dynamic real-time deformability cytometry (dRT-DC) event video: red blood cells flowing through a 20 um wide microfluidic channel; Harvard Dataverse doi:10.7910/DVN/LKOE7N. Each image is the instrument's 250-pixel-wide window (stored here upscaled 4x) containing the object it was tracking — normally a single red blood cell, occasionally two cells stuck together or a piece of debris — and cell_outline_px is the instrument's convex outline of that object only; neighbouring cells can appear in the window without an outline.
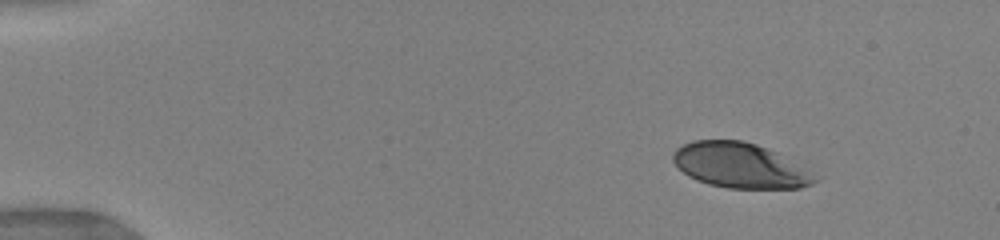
{"species": "human", "species_latin": "Homo sapiens", "temperature_condition": "warm", "stored_images_in_passage": 12, "camera_frame_rate_fps": 3000, "um_per_image_px": 0.085, "donor": {"sex": "female"}, "frame": {"image": 1, "passage_image": 1, "time_ms": 0.0, "image_size_px": [1000, 240], "cell_outline_px": [[820, 180], [812, 184], [800, 188], [728, 188], [708, 184], [696, 180], [688, 176], [672, 160], [672, 152], [676, 148], [692, 140], [744, 140], [768, 148], [776, 152], [820, 176]], "centroid_in_image_um": [62.92, 14.06], "position_along_channel_um": 22.1, "area_um2": 37.45}}
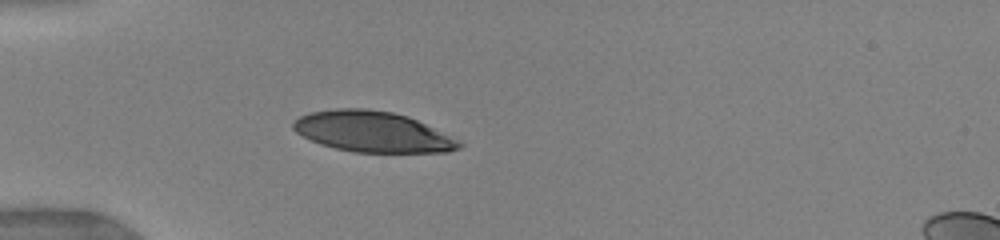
{"frame": {"image": 2, "passage_image": 8, "time_ms": 3.0, "image_size_px": [1000, 240], "cell_outline_px": [[464, 144], [460, 148], [448, 152], [352, 152], [320, 144], [296, 132], [292, 128], [292, 124], [300, 116], [308, 112], [336, 108], [364, 108], [392, 112], [408, 116]], "centroid_in_image_um": [31.61, 11.19], "position_along_channel_um": 53.4, "area_um2": 38.9}}